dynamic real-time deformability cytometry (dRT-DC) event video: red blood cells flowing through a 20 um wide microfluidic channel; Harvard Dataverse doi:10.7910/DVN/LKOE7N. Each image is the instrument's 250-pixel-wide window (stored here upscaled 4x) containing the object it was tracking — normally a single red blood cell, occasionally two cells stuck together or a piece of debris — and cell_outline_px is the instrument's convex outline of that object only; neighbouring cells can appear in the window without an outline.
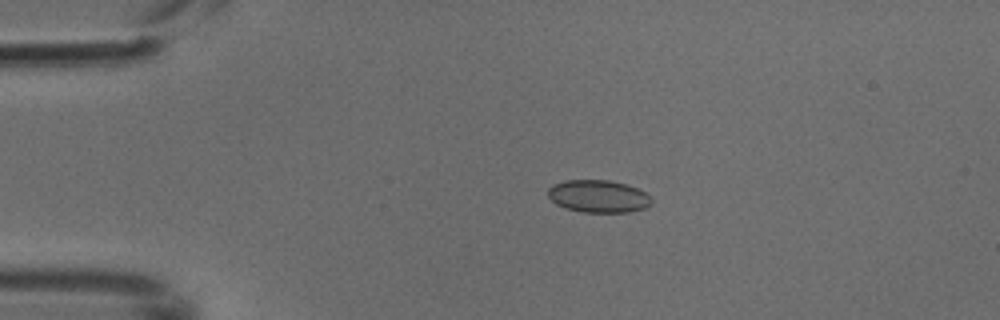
{"species": "common noctule bat (a hibernating species)", "species_latin": "Nyctalus noctula", "temperature_condition": "cold", "stored_images_in_passage": 4, "camera_frame_rate_fps": 3000, "um_per_image_px": 0.085, "animal": {"sex": "male", "body_mass_g": 18.8}, "frame": {"image": 1, "passage_image": 3, "time_ms": 0.667, "image_size_px": [1000, 320], "cell_outline_px": [[652, 204], [644, 208], [628, 212], [584, 212], [564, 208], [556, 204], [548, 196], [548, 188], [552, 184], [564, 180], [608, 180], [628, 184], [644, 192], [652, 200]], "centroid_in_image_um": [50.83, 16.68], "position_along_channel_um": 34.2, "area_um2": 19.65}}